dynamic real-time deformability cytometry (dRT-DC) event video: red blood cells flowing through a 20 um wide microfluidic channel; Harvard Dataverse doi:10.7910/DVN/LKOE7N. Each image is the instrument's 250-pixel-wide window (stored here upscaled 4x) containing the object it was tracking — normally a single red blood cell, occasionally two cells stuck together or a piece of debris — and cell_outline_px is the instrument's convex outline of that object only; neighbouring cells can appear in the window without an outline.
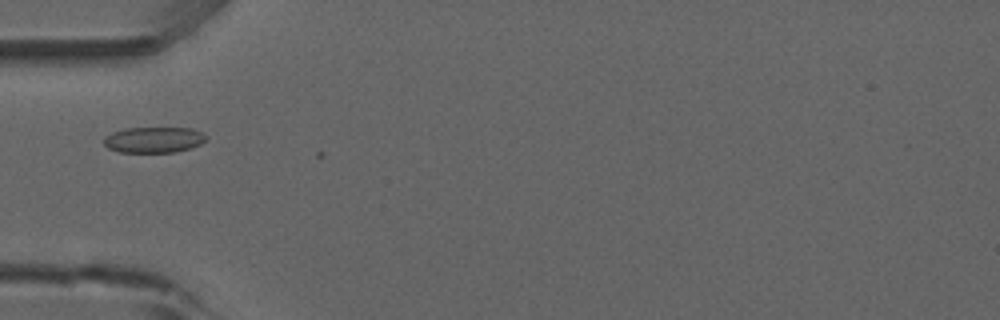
{"species": "common noctule bat (a hibernating species)", "species_latin": "Nyctalus noctula", "temperature_condition": "room temperature", "stored_images_in_passage": 2, "camera_frame_rate_fps": 3000, "um_per_image_px": 0.085, "animal": {"sex": "male", "forearm_length_mm": 52.5}, "frame": {"image": 1, "passage_image": 1, "time_ms": 0.0, "image_size_px": [1000, 320], "cell_outline_px": [[208, 136], [200, 144], [192, 148], [176, 152], [120, 152], [108, 148], [104, 144], [104, 136], [112, 132], [124, 128], [192, 128], [204, 132]], "centroid_in_image_um": [13.09, 11.87], "position_along_channel_um": 71.9, "area_um2": 15.55}}